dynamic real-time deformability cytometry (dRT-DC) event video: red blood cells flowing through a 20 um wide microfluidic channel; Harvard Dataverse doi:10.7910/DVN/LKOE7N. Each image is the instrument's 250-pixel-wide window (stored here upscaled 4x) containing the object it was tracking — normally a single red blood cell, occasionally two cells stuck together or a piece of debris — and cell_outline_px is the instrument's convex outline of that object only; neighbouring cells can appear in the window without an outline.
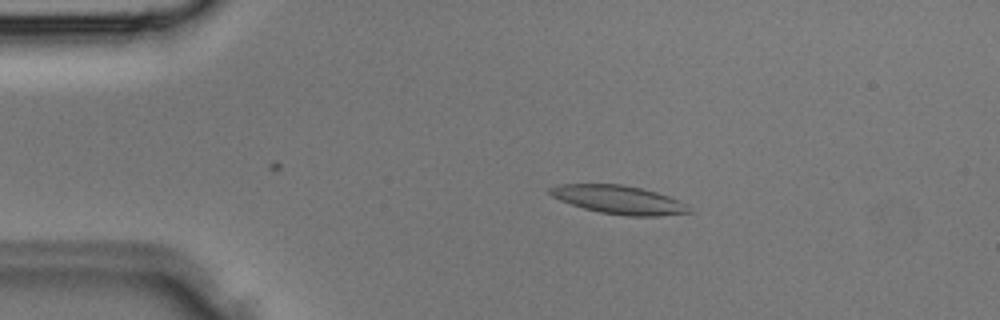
{"species": "Egyptian fruit bat (a non-hibernating species)", "species_latin": "Rousettus aegyptiacus", "temperature_condition": "room temperature", "stored_images_in_passage": 26, "camera_frame_rate_fps": 3000, "um_per_image_px": 0.085, "animal": {"sex": "male"}, "frame": {"image": 1, "passage_image": 3, "time_ms": 0.667, "image_size_px": [1000, 320], "cell_outline_px": [[696, 212], [656, 216], [624, 216], [600, 212], [584, 208], [560, 200], [552, 196], [548, 192], [548, 188], [560, 184], [620, 184], [640, 188], [656, 192], [668, 196], [692, 208]], "centroid_in_image_um": [52.61, 16.98], "position_along_channel_um": 32.4, "area_um2": 22.95}}
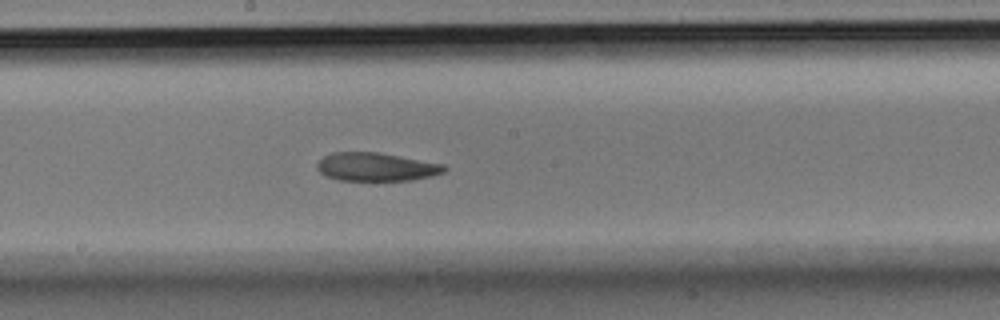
{"frame": {"image": 2, "passage_image": 15, "time_ms": 4.667, "image_size_px": [1000, 320], "cell_outline_px": [[448, 168], [444, 172], [432, 176], [412, 180], [340, 180], [328, 176], [320, 172], [316, 168], [316, 164], [324, 156], [332, 152], [380, 152], [444, 164]], "centroid_in_image_um": [32.0, 14.17], "position_along_channel_um": 216.2, "area_um2": 21.04}}
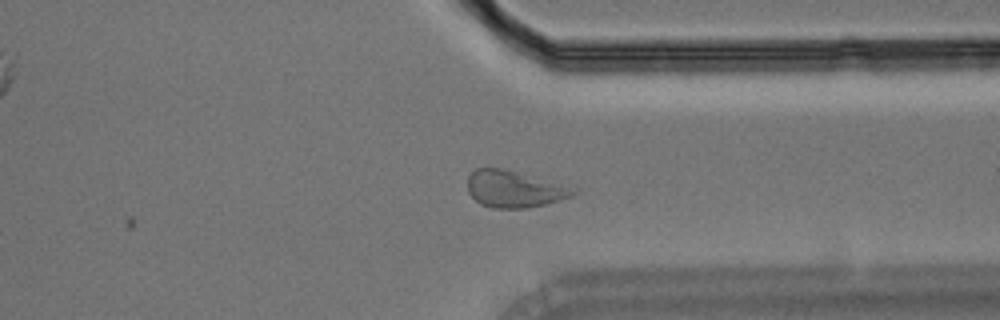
{"frame": {"image": 3, "passage_image": 23, "time_ms": 7.333, "image_size_px": [1000, 320], "cell_outline_px": [[580, 188], [572, 196], [544, 204], [524, 208], [492, 208], [480, 204], [468, 192], [468, 176], [476, 168], [504, 168]], "centroid_in_image_um": [43.73, 16.05], "position_along_channel_um": 367.7, "area_um2": 22.77}}